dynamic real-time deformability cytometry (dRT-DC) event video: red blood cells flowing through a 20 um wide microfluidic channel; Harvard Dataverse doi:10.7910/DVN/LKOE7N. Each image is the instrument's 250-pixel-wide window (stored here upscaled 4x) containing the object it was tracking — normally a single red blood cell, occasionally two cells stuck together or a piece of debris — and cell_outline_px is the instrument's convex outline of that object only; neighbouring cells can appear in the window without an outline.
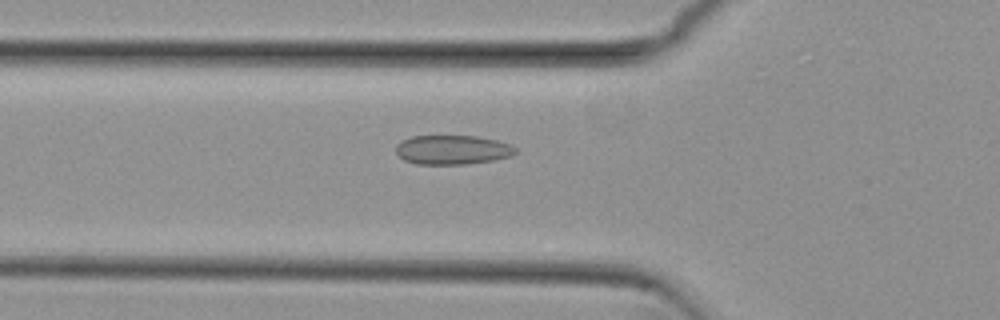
{"species": "common noctule bat (a hibernating species)", "species_latin": "Nyctalus noctula", "temperature_condition": "cold", "stored_images_in_passage": 37, "camera_frame_rate_fps": 3000, "um_per_image_px": 0.085, "animal": {"sex": "female", "body_mass_g": 29.2, "forearm_length_mm": 56.3}, "frame": {"image": 1, "passage_image": 2, "time_ms": 0.333, "image_size_px": [1000, 320], "cell_outline_px": [[516, 152], [512, 156], [492, 160], [464, 164], [416, 164], [404, 160], [396, 152], [396, 144], [412, 136], [476, 136], [496, 140], [508, 144], [516, 148]], "centroid_in_image_um": [38.44, 12.73], "position_along_channel_um": 87.4, "area_um2": 20.23}}
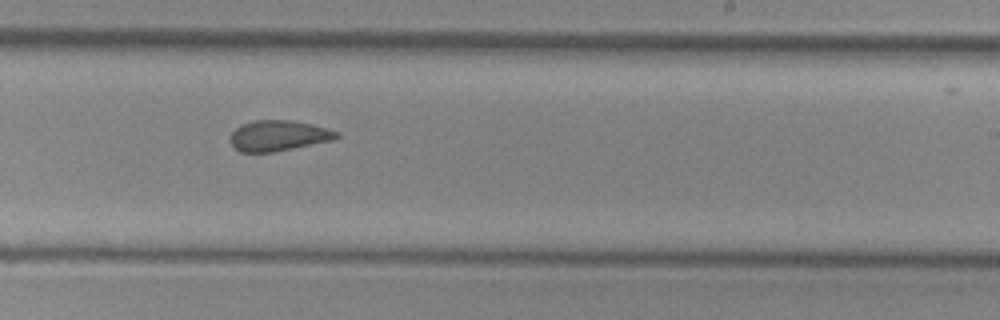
{"frame": {"image": 2, "passage_image": 16, "time_ms": 5.0, "image_size_px": [1000, 320], "cell_outline_px": [[340, 136], [332, 140], [272, 152], [240, 152], [228, 140], [228, 136], [240, 124], [252, 120], [288, 120], [312, 124], [328, 128], [340, 132]], "centroid_in_image_um": [23.64, 11.52], "position_along_channel_um": 265.4, "area_um2": 19.02}}
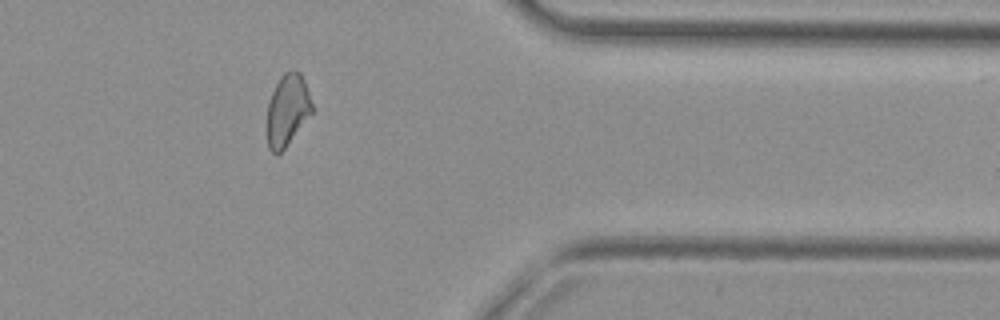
{"frame": {"image": 3, "passage_image": 27, "time_ms": 8.667, "image_size_px": [1000, 320], "cell_outline_px": [[312, 112], [284, 148], [276, 156], [268, 148], [268, 100], [280, 76], [284, 72], [292, 68], [300, 72], [304, 80], [312, 104]], "centroid_in_image_um": [24.42, 9.31], "position_along_channel_um": 387.0, "area_um2": 18.5}}